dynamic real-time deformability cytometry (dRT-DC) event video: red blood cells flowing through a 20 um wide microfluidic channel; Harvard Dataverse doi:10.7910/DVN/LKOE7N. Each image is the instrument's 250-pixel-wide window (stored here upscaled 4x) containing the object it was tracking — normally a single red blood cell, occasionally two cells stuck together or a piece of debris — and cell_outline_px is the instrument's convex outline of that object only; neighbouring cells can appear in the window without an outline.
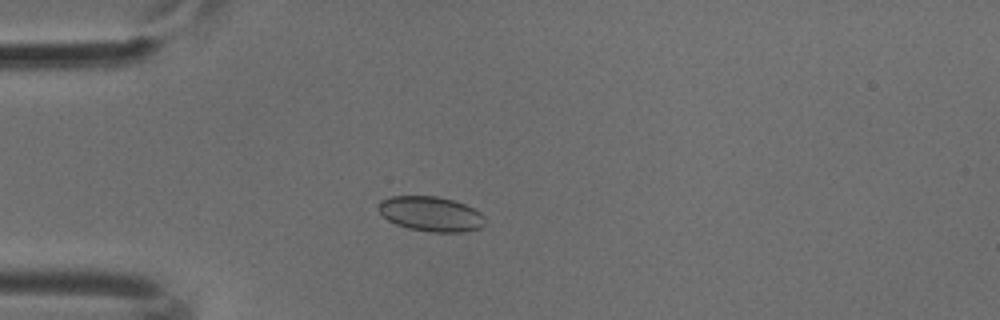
{"species": "common noctule bat (a hibernating species)", "species_latin": "Nyctalus noctula", "temperature_condition": "cold", "stored_images_in_passage": 51, "camera_frame_rate_fps": 3000, "um_per_image_px": 0.085, "animal": {"sex": "male", "body_mass_g": 18.8}, "frame": {"image": 1, "passage_image": 14, "time_ms": 4.333, "image_size_px": [1000, 320], "cell_outline_px": [[484, 224], [480, 228], [464, 232], [432, 232], [408, 228], [396, 224], [388, 220], [376, 208], [380, 200], [392, 196], [436, 196], [452, 200], [464, 204], [480, 212], [484, 216]], "centroid_in_image_um": [36.6, 18.18], "position_along_channel_um": 48.4, "area_um2": 21.62}}
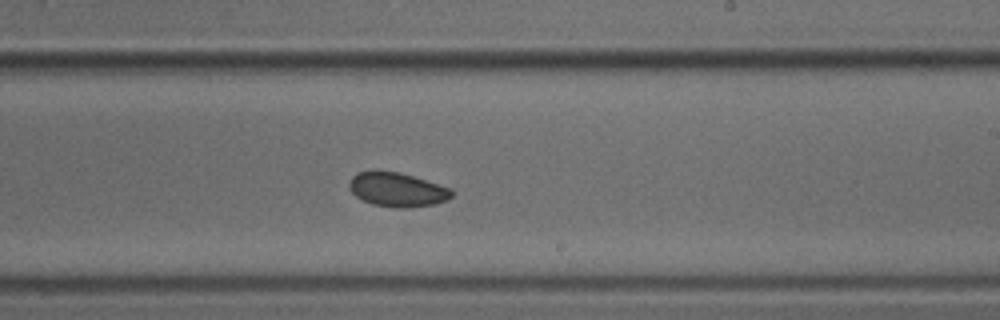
{"frame": {"image": 2, "passage_image": 31, "time_ms": 10.0, "image_size_px": [1000, 320], "cell_outline_px": [[452, 196], [448, 200], [436, 204], [408, 208], [392, 208], [372, 204], [356, 196], [352, 192], [348, 184], [352, 176], [356, 172], [372, 168], [400, 172], [448, 188], [452, 192]], "centroid_in_image_um": [33.69, 16.1], "position_along_channel_um": 255.3, "area_um2": 20.69}}
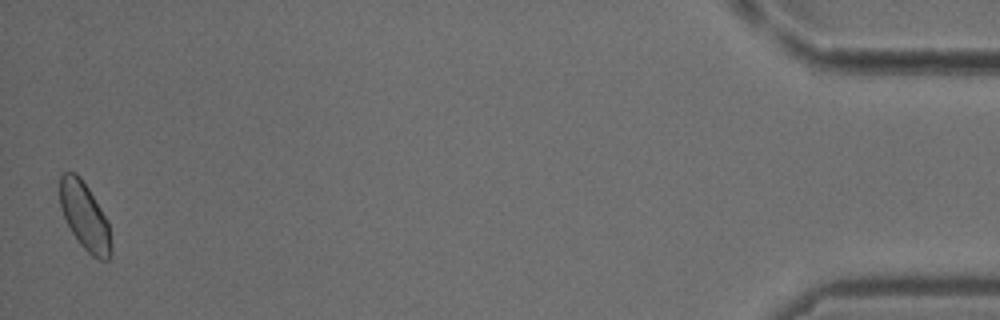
{"frame": {"image": 3, "passage_image": 51, "time_ms": 16.667, "image_size_px": [1000, 320], "cell_outline_px": [[112, 252], [108, 260], [100, 260], [92, 256], [80, 244], [72, 232], [60, 208], [60, 176], [64, 172], [72, 172], [80, 176], [88, 188], [100, 208], [108, 224], [112, 248]], "centroid_in_image_um": [7.2, 18.4], "position_along_channel_um": 428.0, "area_um2": 19.83}}